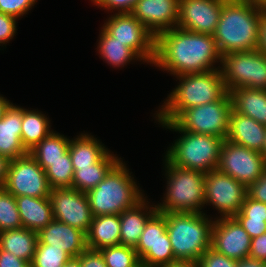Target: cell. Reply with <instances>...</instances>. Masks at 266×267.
Instances as JSON below:
<instances>
[{"label": "cell", "instance_id": "cell-47", "mask_svg": "<svg viewBox=\"0 0 266 267\" xmlns=\"http://www.w3.org/2000/svg\"><path fill=\"white\" fill-rule=\"evenodd\" d=\"M11 159L0 154V188L4 187Z\"/></svg>", "mask_w": 266, "mask_h": 267}, {"label": "cell", "instance_id": "cell-21", "mask_svg": "<svg viewBox=\"0 0 266 267\" xmlns=\"http://www.w3.org/2000/svg\"><path fill=\"white\" fill-rule=\"evenodd\" d=\"M22 108L13 104L0 120V154L11 160L28 152L21 141Z\"/></svg>", "mask_w": 266, "mask_h": 267}, {"label": "cell", "instance_id": "cell-35", "mask_svg": "<svg viewBox=\"0 0 266 267\" xmlns=\"http://www.w3.org/2000/svg\"><path fill=\"white\" fill-rule=\"evenodd\" d=\"M71 256L62 249L50 245L37 244L31 267H63Z\"/></svg>", "mask_w": 266, "mask_h": 267}, {"label": "cell", "instance_id": "cell-36", "mask_svg": "<svg viewBox=\"0 0 266 267\" xmlns=\"http://www.w3.org/2000/svg\"><path fill=\"white\" fill-rule=\"evenodd\" d=\"M235 218L238 221H266V204L253 200L247 195Z\"/></svg>", "mask_w": 266, "mask_h": 267}, {"label": "cell", "instance_id": "cell-3", "mask_svg": "<svg viewBox=\"0 0 266 267\" xmlns=\"http://www.w3.org/2000/svg\"><path fill=\"white\" fill-rule=\"evenodd\" d=\"M177 77L182 81L156 115L159 122H173L184 110L217 101L227 92L218 68Z\"/></svg>", "mask_w": 266, "mask_h": 267}, {"label": "cell", "instance_id": "cell-38", "mask_svg": "<svg viewBox=\"0 0 266 267\" xmlns=\"http://www.w3.org/2000/svg\"><path fill=\"white\" fill-rule=\"evenodd\" d=\"M36 0H0V12L16 18L23 16Z\"/></svg>", "mask_w": 266, "mask_h": 267}, {"label": "cell", "instance_id": "cell-5", "mask_svg": "<svg viewBox=\"0 0 266 267\" xmlns=\"http://www.w3.org/2000/svg\"><path fill=\"white\" fill-rule=\"evenodd\" d=\"M121 160L86 193L93 216L120 215L143 199L139 187Z\"/></svg>", "mask_w": 266, "mask_h": 267}, {"label": "cell", "instance_id": "cell-50", "mask_svg": "<svg viewBox=\"0 0 266 267\" xmlns=\"http://www.w3.org/2000/svg\"><path fill=\"white\" fill-rule=\"evenodd\" d=\"M168 267H200L198 262H176Z\"/></svg>", "mask_w": 266, "mask_h": 267}, {"label": "cell", "instance_id": "cell-10", "mask_svg": "<svg viewBox=\"0 0 266 267\" xmlns=\"http://www.w3.org/2000/svg\"><path fill=\"white\" fill-rule=\"evenodd\" d=\"M135 250L145 267H168L178 262L173 255L164 213L156 211L148 219Z\"/></svg>", "mask_w": 266, "mask_h": 267}, {"label": "cell", "instance_id": "cell-14", "mask_svg": "<svg viewBox=\"0 0 266 267\" xmlns=\"http://www.w3.org/2000/svg\"><path fill=\"white\" fill-rule=\"evenodd\" d=\"M204 194L205 204L215 206L223 218L235 217L245 201L247 187L216 169L205 173Z\"/></svg>", "mask_w": 266, "mask_h": 267}, {"label": "cell", "instance_id": "cell-43", "mask_svg": "<svg viewBox=\"0 0 266 267\" xmlns=\"http://www.w3.org/2000/svg\"><path fill=\"white\" fill-rule=\"evenodd\" d=\"M249 258L266 262V233L251 239Z\"/></svg>", "mask_w": 266, "mask_h": 267}, {"label": "cell", "instance_id": "cell-12", "mask_svg": "<svg viewBox=\"0 0 266 267\" xmlns=\"http://www.w3.org/2000/svg\"><path fill=\"white\" fill-rule=\"evenodd\" d=\"M102 28L129 47L141 60L153 64L156 37L131 13H115Z\"/></svg>", "mask_w": 266, "mask_h": 267}, {"label": "cell", "instance_id": "cell-2", "mask_svg": "<svg viewBox=\"0 0 266 267\" xmlns=\"http://www.w3.org/2000/svg\"><path fill=\"white\" fill-rule=\"evenodd\" d=\"M265 8L246 0H227L213 35L221 55L255 50L261 14Z\"/></svg>", "mask_w": 266, "mask_h": 267}, {"label": "cell", "instance_id": "cell-23", "mask_svg": "<svg viewBox=\"0 0 266 267\" xmlns=\"http://www.w3.org/2000/svg\"><path fill=\"white\" fill-rule=\"evenodd\" d=\"M86 244L91 250L120 245V215L94 216L86 234Z\"/></svg>", "mask_w": 266, "mask_h": 267}, {"label": "cell", "instance_id": "cell-42", "mask_svg": "<svg viewBox=\"0 0 266 267\" xmlns=\"http://www.w3.org/2000/svg\"><path fill=\"white\" fill-rule=\"evenodd\" d=\"M247 195L266 204V168L262 176L247 188Z\"/></svg>", "mask_w": 266, "mask_h": 267}, {"label": "cell", "instance_id": "cell-52", "mask_svg": "<svg viewBox=\"0 0 266 267\" xmlns=\"http://www.w3.org/2000/svg\"><path fill=\"white\" fill-rule=\"evenodd\" d=\"M248 2H251L255 6L262 7L266 9V0H246Z\"/></svg>", "mask_w": 266, "mask_h": 267}, {"label": "cell", "instance_id": "cell-7", "mask_svg": "<svg viewBox=\"0 0 266 267\" xmlns=\"http://www.w3.org/2000/svg\"><path fill=\"white\" fill-rule=\"evenodd\" d=\"M166 161L167 193L162 204L156 205L157 211L202 213L205 204V173L198 170L174 166Z\"/></svg>", "mask_w": 266, "mask_h": 267}, {"label": "cell", "instance_id": "cell-25", "mask_svg": "<svg viewBox=\"0 0 266 267\" xmlns=\"http://www.w3.org/2000/svg\"><path fill=\"white\" fill-rule=\"evenodd\" d=\"M145 198L138 202L134 207L123 211L120 214V245L136 247L140 236L148 219L157 211L156 206L149 212H142L147 208Z\"/></svg>", "mask_w": 266, "mask_h": 267}, {"label": "cell", "instance_id": "cell-34", "mask_svg": "<svg viewBox=\"0 0 266 267\" xmlns=\"http://www.w3.org/2000/svg\"><path fill=\"white\" fill-rule=\"evenodd\" d=\"M21 227L15 196L4 187L0 188V233Z\"/></svg>", "mask_w": 266, "mask_h": 267}, {"label": "cell", "instance_id": "cell-49", "mask_svg": "<svg viewBox=\"0 0 266 267\" xmlns=\"http://www.w3.org/2000/svg\"><path fill=\"white\" fill-rule=\"evenodd\" d=\"M11 105L12 103L7 101V99H5L4 97L0 96V120Z\"/></svg>", "mask_w": 266, "mask_h": 267}, {"label": "cell", "instance_id": "cell-26", "mask_svg": "<svg viewBox=\"0 0 266 267\" xmlns=\"http://www.w3.org/2000/svg\"><path fill=\"white\" fill-rule=\"evenodd\" d=\"M37 242L38 233L24 227L0 233V248L30 264L34 257Z\"/></svg>", "mask_w": 266, "mask_h": 267}, {"label": "cell", "instance_id": "cell-33", "mask_svg": "<svg viewBox=\"0 0 266 267\" xmlns=\"http://www.w3.org/2000/svg\"><path fill=\"white\" fill-rule=\"evenodd\" d=\"M107 267H136L140 259L134 247L125 245L107 246L99 250Z\"/></svg>", "mask_w": 266, "mask_h": 267}, {"label": "cell", "instance_id": "cell-19", "mask_svg": "<svg viewBox=\"0 0 266 267\" xmlns=\"http://www.w3.org/2000/svg\"><path fill=\"white\" fill-rule=\"evenodd\" d=\"M37 244L62 249L71 257H78L87 249L86 234L77 228L53 220L38 232Z\"/></svg>", "mask_w": 266, "mask_h": 267}, {"label": "cell", "instance_id": "cell-4", "mask_svg": "<svg viewBox=\"0 0 266 267\" xmlns=\"http://www.w3.org/2000/svg\"><path fill=\"white\" fill-rule=\"evenodd\" d=\"M167 233L178 262H198L211 247L214 221L204 213L166 212Z\"/></svg>", "mask_w": 266, "mask_h": 267}, {"label": "cell", "instance_id": "cell-13", "mask_svg": "<svg viewBox=\"0 0 266 267\" xmlns=\"http://www.w3.org/2000/svg\"><path fill=\"white\" fill-rule=\"evenodd\" d=\"M4 188L15 197H49L51 187L45 170L27 153L11 160Z\"/></svg>", "mask_w": 266, "mask_h": 267}, {"label": "cell", "instance_id": "cell-51", "mask_svg": "<svg viewBox=\"0 0 266 267\" xmlns=\"http://www.w3.org/2000/svg\"><path fill=\"white\" fill-rule=\"evenodd\" d=\"M63 267H81L80 260L78 257H71Z\"/></svg>", "mask_w": 266, "mask_h": 267}, {"label": "cell", "instance_id": "cell-29", "mask_svg": "<svg viewBox=\"0 0 266 267\" xmlns=\"http://www.w3.org/2000/svg\"><path fill=\"white\" fill-rule=\"evenodd\" d=\"M49 122L44 114L22 108L21 141L27 152L52 132Z\"/></svg>", "mask_w": 266, "mask_h": 267}, {"label": "cell", "instance_id": "cell-46", "mask_svg": "<svg viewBox=\"0 0 266 267\" xmlns=\"http://www.w3.org/2000/svg\"><path fill=\"white\" fill-rule=\"evenodd\" d=\"M256 49L266 55V9H264L261 14L258 30V44Z\"/></svg>", "mask_w": 266, "mask_h": 267}, {"label": "cell", "instance_id": "cell-28", "mask_svg": "<svg viewBox=\"0 0 266 267\" xmlns=\"http://www.w3.org/2000/svg\"><path fill=\"white\" fill-rule=\"evenodd\" d=\"M119 161L120 159L107 152L93 167L74 170L72 188L87 193L96 187Z\"/></svg>", "mask_w": 266, "mask_h": 267}, {"label": "cell", "instance_id": "cell-54", "mask_svg": "<svg viewBox=\"0 0 266 267\" xmlns=\"http://www.w3.org/2000/svg\"><path fill=\"white\" fill-rule=\"evenodd\" d=\"M136 267H145L141 262Z\"/></svg>", "mask_w": 266, "mask_h": 267}, {"label": "cell", "instance_id": "cell-22", "mask_svg": "<svg viewBox=\"0 0 266 267\" xmlns=\"http://www.w3.org/2000/svg\"><path fill=\"white\" fill-rule=\"evenodd\" d=\"M15 199L24 228L38 233L54 220L49 197L38 198L24 195L15 197Z\"/></svg>", "mask_w": 266, "mask_h": 267}, {"label": "cell", "instance_id": "cell-45", "mask_svg": "<svg viewBox=\"0 0 266 267\" xmlns=\"http://www.w3.org/2000/svg\"><path fill=\"white\" fill-rule=\"evenodd\" d=\"M239 223L247 231L251 239L266 233V221H239Z\"/></svg>", "mask_w": 266, "mask_h": 267}, {"label": "cell", "instance_id": "cell-53", "mask_svg": "<svg viewBox=\"0 0 266 267\" xmlns=\"http://www.w3.org/2000/svg\"><path fill=\"white\" fill-rule=\"evenodd\" d=\"M261 155L266 163V132H265V140H264V144H263V147L261 149Z\"/></svg>", "mask_w": 266, "mask_h": 267}, {"label": "cell", "instance_id": "cell-11", "mask_svg": "<svg viewBox=\"0 0 266 267\" xmlns=\"http://www.w3.org/2000/svg\"><path fill=\"white\" fill-rule=\"evenodd\" d=\"M266 163L260 152L224 140L217 170L239 181L247 188L263 174Z\"/></svg>", "mask_w": 266, "mask_h": 267}, {"label": "cell", "instance_id": "cell-1", "mask_svg": "<svg viewBox=\"0 0 266 267\" xmlns=\"http://www.w3.org/2000/svg\"><path fill=\"white\" fill-rule=\"evenodd\" d=\"M221 57L212 35L174 27L156 37L153 64L179 76L215 70Z\"/></svg>", "mask_w": 266, "mask_h": 267}, {"label": "cell", "instance_id": "cell-40", "mask_svg": "<svg viewBox=\"0 0 266 267\" xmlns=\"http://www.w3.org/2000/svg\"><path fill=\"white\" fill-rule=\"evenodd\" d=\"M101 8L118 9V13H131L138 0H91Z\"/></svg>", "mask_w": 266, "mask_h": 267}, {"label": "cell", "instance_id": "cell-41", "mask_svg": "<svg viewBox=\"0 0 266 267\" xmlns=\"http://www.w3.org/2000/svg\"><path fill=\"white\" fill-rule=\"evenodd\" d=\"M81 267H107L99 250L86 249L78 256Z\"/></svg>", "mask_w": 266, "mask_h": 267}, {"label": "cell", "instance_id": "cell-8", "mask_svg": "<svg viewBox=\"0 0 266 267\" xmlns=\"http://www.w3.org/2000/svg\"><path fill=\"white\" fill-rule=\"evenodd\" d=\"M221 63L228 92L236 88L266 90V55L257 49L223 54Z\"/></svg>", "mask_w": 266, "mask_h": 267}, {"label": "cell", "instance_id": "cell-39", "mask_svg": "<svg viewBox=\"0 0 266 267\" xmlns=\"http://www.w3.org/2000/svg\"><path fill=\"white\" fill-rule=\"evenodd\" d=\"M16 17L0 12V44L8 42L16 32Z\"/></svg>", "mask_w": 266, "mask_h": 267}, {"label": "cell", "instance_id": "cell-44", "mask_svg": "<svg viewBox=\"0 0 266 267\" xmlns=\"http://www.w3.org/2000/svg\"><path fill=\"white\" fill-rule=\"evenodd\" d=\"M0 267H31L30 263L0 248Z\"/></svg>", "mask_w": 266, "mask_h": 267}, {"label": "cell", "instance_id": "cell-9", "mask_svg": "<svg viewBox=\"0 0 266 267\" xmlns=\"http://www.w3.org/2000/svg\"><path fill=\"white\" fill-rule=\"evenodd\" d=\"M232 110L227 91L219 100L184 110L174 122L184 131L208 134L225 140Z\"/></svg>", "mask_w": 266, "mask_h": 267}, {"label": "cell", "instance_id": "cell-37", "mask_svg": "<svg viewBox=\"0 0 266 267\" xmlns=\"http://www.w3.org/2000/svg\"><path fill=\"white\" fill-rule=\"evenodd\" d=\"M198 264L200 267H237V260L228 258L210 247L200 257Z\"/></svg>", "mask_w": 266, "mask_h": 267}, {"label": "cell", "instance_id": "cell-32", "mask_svg": "<svg viewBox=\"0 0 266 267\" xmlns=\"http://www.w3.org/2000/svg\"><path fill=\"white\" fill-rule=\"evenodd\" d=\"M45 173L51 189L72 188L74 169L69 151L62 159L49 162V168Z\"/></svg>", "mask_w": 266, "mask_h": 267}, {"label": "cell", "instance_id": "cell-6", "mask_svg": "<svg viewBox=\"0 0 266 267\" xmlns=\"http://www.w3.org/2000/svg\"><path fill=\"white\" fill-rule=\"evenodd\" d=\"M160 123L183 133L166 153L165 158L170 164L204 173L217 169L223 138L184 131L174 121Z\"/></svg>", "mask_w": 266, "mask_h": 267}, {"label": "cell", "instance_id": "cell-48", "mask_svg": "<svg viewBox=\"0 0 266 267\" xmlns=\"http://www.w3.org/2000/svg\"><path fill=\"white\" fill-rule=\"evenodd\" d=\"M237 267H266V262L252 258H245L237 261Z\"/></svg>", "mask_w": 266, "mask_h": 267}, {"label": "cell", "instance_id": "cell-20", "mask_svg": "<svg viewBox=\"0 0 266 267\" xmlns=\"http://www.w3.org/2000/svg\"><path fill=\"white\" fill-rule=\"evenodd\" d=\"M266 126L253 118L231 110L226 140L251 150L261 152Z\"/></svg>", "mask_w": 266, "mask_h": 267}, {"label": "cell", "instance_id": "cell-16", "mask_svg": "<svg viewBox=\"0 0 266 267\" xmlns=\"http://www.w3.org/2000/svg\"><path fill=\"white\" fill-rule=\"evenodd\" d=\"M227 0H180L177 27L214 35Z\"/></svg>", "mask_w": 266, "mask_h": 267}, {"label": "cell", "instance_id": "cell-18", "mask_svg": "<svg viewBox=\"0 0 266 267\" xmlns=\"http://www.w3.org/2000/svg\"><path fill=\"white\" fill-rule=\"evenodd\" d=\"M180 0H138L131 11L155 37L177 27Z\"/></svg>", "mask_w": 266, "mask_h": 267}, {"label": "cell", "instance_id": "cell-27", "mask_svg": "<svg viewBox=\"0 0 266 267\" xmlns=\"http://www.w3.org/2000/svg\"><path fill=\"white\" fill-rule=\"evenodd\" d=\"M96 139L82 134L74 140H70L68 151L74 170L80 167H93L108 152Z\"/></svg>", "mask_w": 266, "mask_h": 267}, {"label": "cell", "instance_id": "cell-17", "mask_svg": "<svg viewBox=\"0 0 266 267\" xmlns=\"http://www.w3.org/2000/svg\"><path fill=\"white\" fill-rule=\"evenodd\" d=\"M211 248L228 258H249L251 237L235 217L219 218L212 228Z\"/></svg>", "mask_w": 266, "mask_h": 267}, {"label": "cell", "instance_id": "cell-24", "mask_svg": "<svg viewBox=\"0 0 266 267\" xmlns=\"http://www.w3.org/2000/svg\"><path fill=\"white\" fill-rule=\"evenodd\" d=\"M232 110L266 126V90L236 88L229 91Z\"/></svg>", "mask_w": 266, "mask_h": 267}, {"label": "cell", "instance_id": "cell-15", "mask_svg": "<svg viewBox=\"0 0 266 267\" xmlns=\"http://www.w3.org/2000/svg\"><path fill=\"white\" fill-rule=\"evenodd\" d=\"M53 218L87 234L93 214L86 193L74 188L51 189Z\"/></svg>", "mask_w": 266, "mask_h": 267}, {"label": "cell", "instance_id": "cell-31", "mask_svg": "<svg viewBox=\"0 0 266 267\" xmlns=\"http://www.w3.org/2000/svg\"><path fill=\"white\" fill-rule=\"evenodd\" d=\"M101 31L98 48L107 63L114 67H121L132 59L139 58L129 47L117 41L104 28Z\"/></svg>", "mask_w": 266, "mask_h": 267}, {"label": "cell", "instance_id": "cell-30", "mask_svg": "<svg viewBox=\"0 0 266 267\" xmlns=\"http://www.w3.org/2000/svg\"><path fill=\"white\" fill-rule=\"evenodd\" d=\"M69 142L70 140L64 137V135L52 131L28 153L46 171L49 168V162L62 159L68 152Z\"/></svg>", "mask_w": 266, "mask_h": 267}]
</instances>
